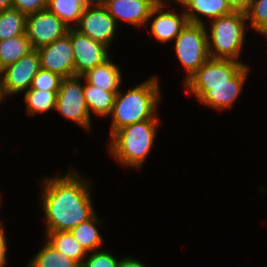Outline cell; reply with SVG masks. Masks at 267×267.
I'll use <instances>...</instances> for the list:
<instances>
[{"label": "cell", "instance_id": "5b68a950", "mask_svg": "<svg viewBox=\"0 0 267 267\" xmlns=\"http://www.w3.org/2000/svg\"><path fill=\"white\" fill-rule=\"evenodd\" d=\"M206 28L203 24L188 22L175 38L176 55L188 73L184 82L210 58Z\"/></svg>", "mask_w": 267, "mask_h": 267}, {"label": "cell", "instance_id": "e575fe53", "mask_svg": "<svg viewBox=\"0 0 267 267\" xmlns=\"http://www.w3.org/2000/svg\"><path fill=\"white\" fill-rule=\"evenodd\" d=\"M12 8V0H0V10Z\"/></svg>", "mask_w": 267, "mask_h": 267}, {"label": "cell", "instance_id": "4316f807", "mask_svg": "<svg viewBox=\"0 0 267 267\" xmlns=\"http://www.w3.org/2000/svg\"><path fill=\"white\" fill-rule=\"evenodd\" d=\"M62 77L48 70L40 69L32 80L29 90L58 91Z\"/></svg>", "mask_w": 267, "mask_h": 267}, {"label": "cell", "instance_id": "4dcf8cb0", "mask_svg": "<svg viewBox=\"0 0 267 267\" xmlns=\"http://www.w3.org/2000/svg\"><path fill=\"white\" fill-rule=\"evenodd\" d=\"M7 240L5 237L4 229L0 230V267H4L6 264V253H7Z\"/></svg>", "mask_w": 267, "mask_h": 267}, {"label": "cell", "instance_id": "ffe728a7", "mask_svg": "<svg viewBox=\"0 0 267 267\" xmlns=\"http://www.w3.org/2000/svg\"><path fill=\"white\" fill-rule=\"evenodd\" d=\"M33 50L26 33L10 39L0 40V69L17 62Z\"/></svg>", "mask_w": 267, "mask_h": 267}, {"label": "cell", "instance_id": "7c38bea8", "mask_svg": "<svg viewBox=\"0 0 267 267\" xmlns=\"http://www.w3.org/2000/svg\"><path fill=\"white\" fill-rule=\"evenodd\" d=\"M244 65L241 61L209 58L184 82V86L233 85V76Z\"/></svg>", "mask_w": 267, "mask_h": 267}, {"label": "cell", "instance_id": "9a60e30c", "mask_svg": "<svg viewBox=\"0 0 267 267\" xmlns=\"http://www.w3.org/2000/svg\"><path fill=\"white\" fill-rule=\"evenodd\" d=\"M156 5L153 0H110L105 8L117 23L121 20L140 27L150 23V14Z\"/></svg>", "mask_w": 267, "mask_h": 267}, {"label": "cell", "instance_id": "9c48e42d", "mask_svg": "<svg viewBox=\"0 0 267 267\" xmlns=\"http://www.w3.org/2000/svg\"><path fill=\"white\" fill-rule=\"evenodd\" d=\"M67 34L70 37L74 52L75 76H82L88 70L104 63L111 57L107 49L109 47L94 41L73 27L69 28Z\"/></svg>", "mask_w": 267, "mask_h": 267}, {"label": "cell", "instance_id": "277c9868", "mask_svg": "<svg viewBox=\"0 0 267 267\" xmlns=\"http://www.w3.org/2000/svg\"><path fill=\"white\" fill-rule=\"evenodd\" d=\"M247 17L242 12H232L210 21L208 51L210 58L238 61L244 45Z\"/></svg>", "mask_w": 267, "mask_h": 267}, {"label": "cell", "instance_id": "8d00e7d4", "mask_svg": "<svg viewBox=\"0 0 267 267\" xmlns=\"http://www.w3.org/2000/svg\"><path fill=\"white\" fill-rule=\"evenodd\" d=\"M1 199V198H0ZM1 204V203H0ZM3 229V224L2 222L0 221V230Z\"/></svg>", "mask_w": 267, "mask_h": 267}, {"label": "cell", "instance_id": "7402d4cb", "mask_svg": "<svg viewBox=\"0 0 267 267\" xmlns=\"http://www.w3.org/2000/svg\"><path fill=\"white\" fill-rule=\"evenodd\" d=\"M44 247L30 260L28 267H81V265L57 251L46 240Z\"/></svg>", "mask_w": 267, "mask_h": 267}, {"label": "cell", "instance_id": "6da1fadb", "mask_svg": "<svg viewBox=\"0 0 267 267\" xmlns=\"http://www.w3.org/2000/svg\"><path fill=\"white\" fill-rule=\"evenodd\" d=\"M81 177L70 167L65 176L44 178L41 197L46 233L71 231L95 215L90 195L91 184Z\"/></svg>", "mask_w": 267, "mask_h": 267}, {"label": "cell", "instance_id": "44dd1931", "mask_svg": "<svg viewBox=\"0 0 267 267\" xmlns=\"http://www.w3.org/2000/svg\"><path fill=\"white\" fill-rule=\"evenodd\" d=\"M98 219L97 214H95L92 218L77 225L71 230V233L77 242L86 250L87 253L98 250V248H101L103 244V239L95 226V224L101 223V220Z\"/></svg>", "mask_w": 267, "mask_h": 267}, {"label": "cell", "instance_id": "2e32d148", "mask_svg": "<svg viewBox=\"0 0 267 267\" xmlns=\"http://www.w3.org/2000/svg\"><path fill=\"white\" fill-rule=\"evenodd\" d=\"M179 4L184 6L188 22L195 24L205 25L198 14L210 18L211 21L233 12L226 0H180Z\"/></svg>", "mask_w": 267, "mask_h": 267}, {"label": "cell", "instance_id": "ba28073f", "mask_svg": "<svg viewBox=\"0 0 267 267\" xmlns=\"http://www.w3.org/2000/svg\"><path fill=\"white\" fill-rule=\"evenodd\" d=\"M69 28L48 8L26 17V34L36 50L67 35Z\"/></svg>", "mask_w": 267, "mask_h": 267}, {"label": "cell", "instance_id": "ac0fdd59", "mask_svg": "<svg viewBox=\"0 0 267 267\" xmlns=\"http://www.w3.org/2000/svg\"><path fill=\"white\" fill-rule=\"evenodd\" d=\"M117 92L105 91L86 82L84 97L90 116L92 112L100 117L110 116Z\"/></svg>", "mask_w": 267, "mask_h": 267}, {"label": "cell", "instance_id": "5bb4252c", "mask_svg": "<svg viewBox=\"0 0 267 267\" xmlns=\"http://www.w3.org/2000/svg\"><path fill=\"white\" fill-rule=\"evenodd\" d=\"M165 5V3L157 4L151 11L148 20L150 21L152 16L154 17L152 23H150L151 34L161 43L173 41L188 23L184 11L179 15L170 9L165 11Z\"/></svg>", "mask_w": 267, "mask_h": 267}, {"label": "cell", "instance_id": "603a6c76", "mask_svg": "<svg viewBox=\"0 0 267 267\" xmlns=\"http://www.w3.org/2000/svg\"><path fill=\"white\" fill-rule=\"evenodd\" d=\"M26 17L15 8L0 10V40L26 33Z\"/></svg>", "mask_w": 267, "mask_h": 267}, {"label": "cell", "instance_id": "f1b7e54d", "mask_svg": "<svg viewBox=\"0 0 267 267\" xmlns=\"http://www.w3.org/2000/svg\"><path fill=\"white\" fill-rule=\"evenodd\" d=\"M12 8L18 9L26 16L47 8V0H12Z\"/></svg>", "mask_w": 267, "mask_h": 267}, {"label": "cell", "instance_id": "30bf717a", "mask_svg": "<svg viewBox=\"0 0 267 267\" xmlns=\"http://www.w3.org/2000/svg\"><path fill=\"white\" fill-rule=\"evenodd\" d=\"M40 69V56L36 49L1 69L6 96L29 90Z\"/></svg>", "mask_w": 267, "mask_h": 267}, {"label": "cell", "instance_id": "8fae6325", "mask_svg": "<svg viewBox=\"0 0 267 267\" xmlns=\"http://www.w3.org/2000/svg\"><path fill=\"white\" fill-rule=\"evenodd\" d=\"M116 20L105 7H85L74 29L107 47L115 38Z\"/></svg>", "mask_w": 267, "mask_h": 267}, {"label": "cell", "instance_id": "52a82bcc", "mask_svg": "<svg viewBox=\"0 0 267 267\" xmlns=\"http://www.w3.org/2000/svg\"><path fill=\"white\" fill-rule=\"evenodd\" d=\"M249 66L244 65L234 76L233 85L220 86H185L186 92L208 107L222 110L232 107L247 79Z\"/></svg>", "mask_w": 267, "mask_h": 267}, {"label": "cell", "instance_id": "f546056e", "mask_svg": "<svg viewBox=\"0 0 267 267\" xmlns=\"http://www.w3.org/2000/svg\"><path fill=\"white\" fill-rule=\"evenodd\" d=\"M253 0H226L233 12L246 13Z\"/></svg>", "mask_w": 267, "mask_h": 267}, {"label": "cell", "instance_id": "484cf974", "mask_svg": "<svg viewBox=\"0 0 267 267\" xmlns=\"http://www.w3.org/2000/svg\"><path fill=\"white\" fill-rule=\"evenodd\" d=\"M245 14L250 27L260 34H267V0H253Z\"/></svg>", "mask_w": 267, "mask_h": 267}, {"label": "cell", "instance_id": "d6986e66", "mask_svg": "<svg viewBox=\"0 0 267 267\" xmlns=\"http://www.w3.org/2000/svg\"><path fill=\"white\" fill-rule=\"evenodd\" d=\"M45 240L57 251L77 261L80 265L87 256L86 250L77 242L71 231L45 233ZM85 257V258H84Z\"/></svg>", "mask_w": 267, "mask_h": 267}, {"label": "cell", "instance_id": "d590c367", "mask_svg": "<svg viewBox=\"0 0 267 267\" xmlns=\"http://www.w3.org/2000/svg\"><path fill=\"white\" fill-rule=\"evenodd\" d=\"M155 3H157V4H164V0H153ZM169 1H171V0H169ZM177 4L180 2V0H174Z\"/></svg>", "mask_w": 267, "mask_h": 267}, {"label": "cell", "instance_id": "d6a6232c", "mask_svg": "<svg viewBox=\"0 0 267 267\" xmlns=\"http://www.w3.org/2000/svg\"><path fill=\"white\" fill-rule=\"evenodd\" d=\"M85 7H105L110 0H81Z\"/></svg>", "mask_w": 267, "mask_h": 267}, {"label": "cell", "instance_id": "83f0119b", "mask_svg": "<svg viewBox=\"0 0 267 267\" xmlns=\"http://www.w3.org/2000/svg\"><path fill=\"white\" fill-rule=\"evenodd\" d=\"M87 258L81 263V267H118L119 260L109 251L96 250L91 254L87 253Z\"/></svg>", "mask_w": 267, "mask_h": 267}, {"label": "cell", "instance_id": "3957f363", "mask_svg": "<svg viewBox=\"0 0 267 267\" xmlns=\"http://www.w3.org/2000/svg\"><path fill=\"white\" fill-rule=\"evenodd\" d=\"M134 123L117 130L109 143V154L121 165L141 168L152 150L159 119Z\"/></svg>", "mask_w": 267, "mask_h": 267}, {"label": "cell", "instance_id": "1f68e13d", "mask_svg": "<svg viewBox=\"0 0 267 267\" xmlns=\"http://www.w3.org/2000/svg\"><path fill=\"white\" fill-rule=\"evenodd\" d=\"M118 267H145V265L131 257H124L122 260H119Z\"/></svg>", "mask_w": 267, "mask_h": 267}, {"label": "cell", "instance_id": "8992f818", "mask_svg": "<svg viewBox=\"0 0 267 267\" xmlns=\"http://www.w3.org/2000/svg\"><path fill=\"white\" fill-rule=\"evenodd\" d=\"M81 79L82 76L62 78L55 110L88 131L91 128V116L85 102Z\"/></svg>", "mask_w": 267, "mask_h": 267}, {"label": "cell", "instance_id": "d4e9b609", "mask_svg": "<svg viewBox=\"0 0 267 267\" xmlns=\"http://www.w3.org/2000/svg\"><path fill=\"white\" fill-rule=\"evenodd\" d=\"M47 8L60 18L67 26L78 23L85 6L81 0H47Z\"/></svg>", "mask_w": 267, "mask_h": 267}, {"label": "cell", "instance_id": "836d02e7", "mask_svg": "<svg viewBox=\"0 0 267 267\" xmlns=\"http://www.w3.org/2000/svg\"><path fill=\"white\" fill-rule=\"evenodd\" d=\"M6 93L4 90V83H3V75H2V70L0 69V103L6 99Z\"/></svg>", "mask_w": 267, "mask_h": 267}, {"label": "cell", "instance_id": "cb8c5ba5", "mask_svg": "<svg viewBox=\"0 0 267 267\" xmlns=\"http://www.w3.org/2000/svg\"><path fill=\"white\" fill-rule=\"evenodd\" d=\"M58 91L27 90L24 93L26 113L31 116L55 110Z\"/></svg>", "mask_w": 267, "mask_h": 267}, {"label": "cell", "instance_id": "e0dca14e", "mask_svg": "<svg viewBox=\"0 0 267 267\" xmlns=\"http://www.w3.org/2000/svg\"><path fill=\"white\" fill-rule=\"evenodd\" d=\"M85 81L105 91H119L122 84L121 71L109 58L82 75Z\"/></svg>", "mask_w": 267, "mask_h": 267}, {"label": "cell", "instance_id": "7a4b0ae2", "mask_svg": "<svg viewBox=\"0 0 267 267\" xmlns=\"http://www.w3.org/2000/svg\"><path fill=\"white\" fill-rule=\"evenodd\" d=\"M157 76L143 81L126 93L118 91L111 111L110 137L119 129L156 117L160 100Z\"/></svg>", "mask_w": 267, "mask_h": 267}, {"label": "cell", "instance_id": "4fadbf2b", "mask_svg": "<svg viewBox=\"0 0 267 267\" xmlns=\"http://www.w3.org/2000/svg\"><path fill=\"white\" fill-rule=\"evenodd\" d=\"M41 68L62 78L75 76L74 52L69 35L37 49Z\"/></svg>", "mask_w": 267, "mask_h": 267}]
</instances>
